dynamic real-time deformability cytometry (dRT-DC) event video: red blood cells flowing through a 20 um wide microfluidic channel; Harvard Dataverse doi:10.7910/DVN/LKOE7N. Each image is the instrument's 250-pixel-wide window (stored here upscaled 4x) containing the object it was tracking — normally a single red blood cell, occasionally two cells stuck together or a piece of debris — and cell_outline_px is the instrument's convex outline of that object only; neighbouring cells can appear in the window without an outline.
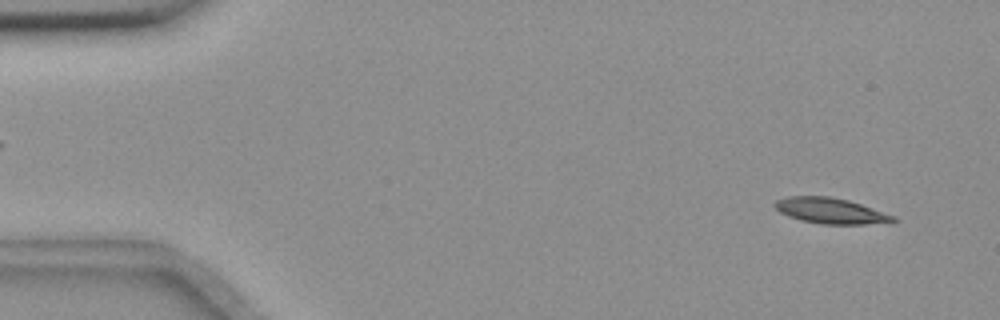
{"species": "common noctule bat (a hibernating species)", "species_latin": "Nyctalus noctula", "temperature_condition": "room temperature", "stored_images_in_passage": 55, "camera_frame_rate_fps": 3000, "um_per_image_px": 0.085, "animal": {"sex": "female", "body_mass_g": 18.4}, "frame": {"image": 1, "passage_image": 3, "time_ms": 0.667, "image_size_px": [1000, 320], "cell_outline_px": [[896, 220], [864, 224], [820, 224], [800, 220], [788, 216], [780, 212], [772, 204], [776, 200], [788, 196], [828, 196], [848, 200], [896, 216]], "centroid_in_image_um": [70.53, 17.91], "position_along_channel_um": 14.5, "area_um2": 17.51}}
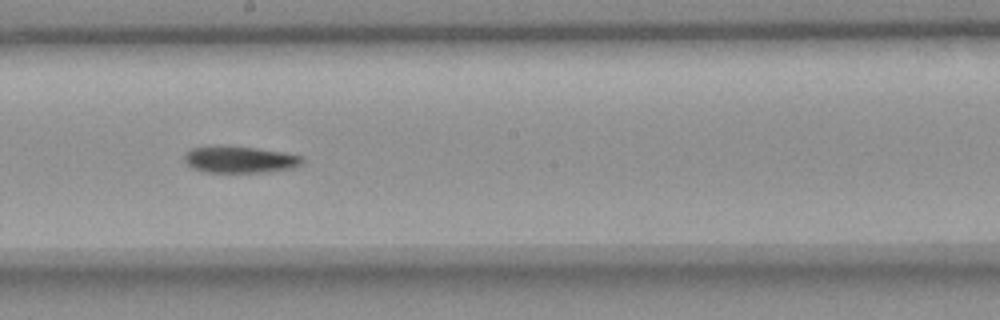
{"frame": {"image": 2, "passage_image": 30, "time_ms": 9.667, "image_size_px": [1000, 320], "cell_outline_px": [[304, 160], [296, 168], [268, 172], [204, 172], [192, 168], [184, 160], [184, 156], [192, 148], [256, 148], [304, 156]], "centroid_in_image_um": [20.47, 13.61], "position_along_channel_um": 227.7, "area_um2": 17.69}}
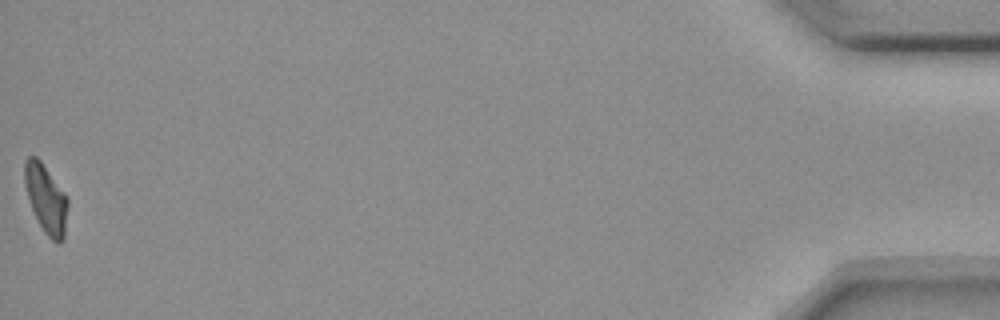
{"frame": {"image": 3, "passage_image": 55, "time_ms": 18.0, "image_size_px": [1000, 320], "cell_outline_px": [[68, 208], [64, 240], [60, 244], [56, 244], [44, 232], [32, 208], [24, 184], [24, 160], [28, 156], [36, 156], [40, 160], [68, 196]], "centroid_in_image_um": [3.93, 16.91], "position_along_channel_um": 431.3, "area_um2": 17.4}, "authors_computed_cell_mechanics": {"area_um2": 17.6868, "velocity_mm_per_s": 3.6248, "shape_relaxation_time_tau1_ms": 3.8584, "shape_relaxation_time_tau2_ms": null, "deformation_change_tau1": 0.1692, "deformation_change_tau2": null}}